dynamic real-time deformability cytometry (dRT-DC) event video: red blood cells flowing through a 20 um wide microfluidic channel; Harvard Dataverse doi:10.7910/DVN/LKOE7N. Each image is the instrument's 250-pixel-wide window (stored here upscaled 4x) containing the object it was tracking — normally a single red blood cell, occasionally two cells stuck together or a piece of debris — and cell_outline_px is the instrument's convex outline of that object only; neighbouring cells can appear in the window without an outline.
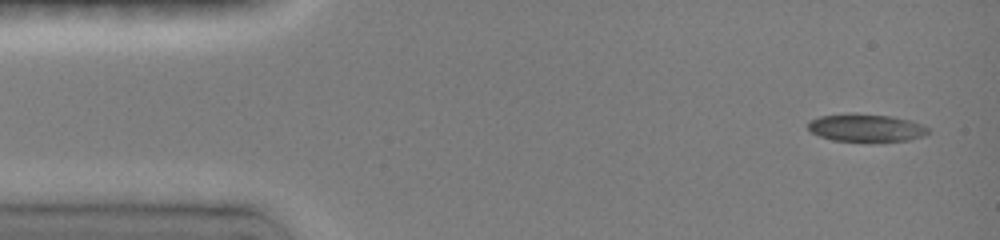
{"species": "common noctule bat (a hibernating species)", "species_latin": "Nyctalus noctula", "temperature_condition": "room temperature", "stored_images_in_passage": 4, "camera_frame_rate_fps": 3000, "um_per_image_px": 0.085, "animal": {"sex": "female", "body_mass_g": 19.0, "forearm_length_mm": 51.5}, "frame": {"image": 1, "passage_image": 1, "time_ms": 0.0, "image_size_px": [1000, 240], "cell_outline_px": [[928, 132], [924, 136], [908, 140], [832, 140], [820, 136], [812, 132], [808, 128], [808, 120], [820, 116], [852, 112], [892, 116], [912, 120], [928, 128]], "centroid_in_image_um": [73.59, 10.82], "position_along_channel_um": 11.4, "area_um2": 19.25}}
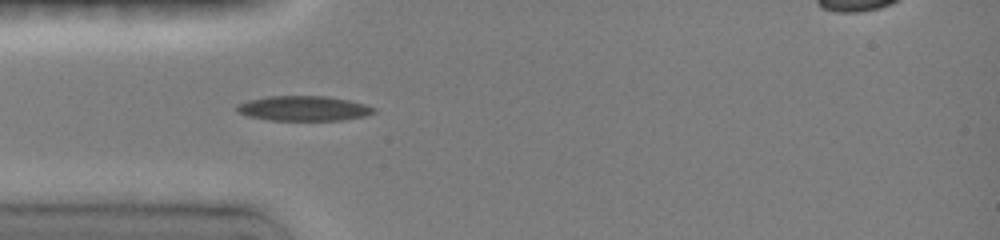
{"frame": {"image": 2, "passage_image": 4, "time_ms": 3.667, "image_size_px": [1000, 240], "cell_outline_px": [[376, 112], [364, 116], [344, 120], [268, 120], [248, 116], [236, 112], [236, 104], [248, 100], [268, 96], [324, 96], [348, 100], [364, 104], [376, 108]], "centroid_in_image_um": [25.78, 9.21], "position_along_channel_um": 59.2, "area_um2": 19.94}}